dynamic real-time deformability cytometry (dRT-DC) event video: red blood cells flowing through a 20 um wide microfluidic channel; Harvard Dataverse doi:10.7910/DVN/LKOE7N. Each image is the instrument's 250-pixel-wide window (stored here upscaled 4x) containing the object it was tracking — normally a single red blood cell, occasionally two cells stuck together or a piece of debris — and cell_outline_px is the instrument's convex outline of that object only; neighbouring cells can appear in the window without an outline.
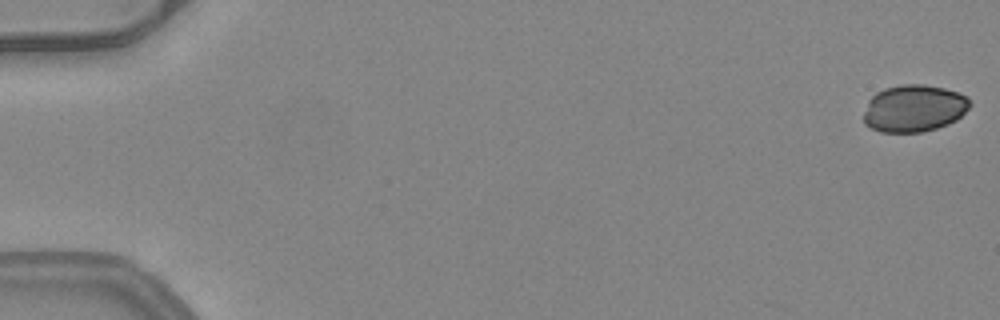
{"species": "common noctule bat (a hibernating species)", "species_latin": "Nyctalus noctula", "temperature_condition": "warm", "stored_images_in_passage": 10, "camera_frame_rate_fps": 3000, "um_per_image_px": 0.085, "animal": {"sex": "female", "body_mass_g": 24.6, "forearm_length_mm": 56.2}, "frame": {"image": 1, "passage_image": 1, "time_ms": 0.0, "image_size_px": [1000, 320], "cell_outline_px": [[972, 104], [956, 120], [948, 124], [924, 132], [880, 132], [864, 124], [864, 112], [868, 100], [876, 92], [884, 88], [900, 84], [924, 84], [944, 88], [968, 96]], "centroid_in_image_um": [77.68, 9.2], "position_along_channel_um": 7.3, "area_um2": 29.36}}